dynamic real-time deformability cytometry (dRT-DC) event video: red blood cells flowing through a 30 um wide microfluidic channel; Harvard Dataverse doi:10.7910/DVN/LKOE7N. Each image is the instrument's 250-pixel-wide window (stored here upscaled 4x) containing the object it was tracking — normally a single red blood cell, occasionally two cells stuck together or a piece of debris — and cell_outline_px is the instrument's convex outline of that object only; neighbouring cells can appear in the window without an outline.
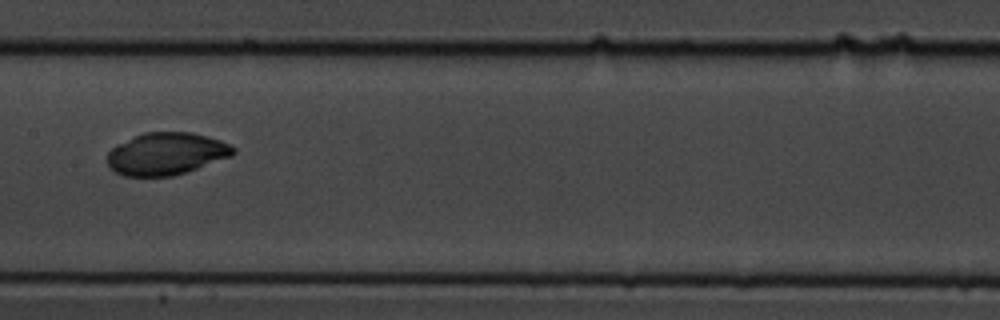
{"species": "common noctule bat (a hibernating species)", "species_latin": "Nyctalus noctula", "temperature_condition": "cold", "stored_images_in_passage": 9, "camera_frame_rate_fps": 3000, "um_per_image_px": 0.085, "animal": {"sex": "male", "body_mass_g": 19.5, "forearm_length_mm": 54.6}, "frame": {"image": 1, "passage_image": 6, "time_ms": 1.667, "image_size_px": [1000, 320], "cell_outline_px": [[236, 152], [232, 156], [172, 176], [124, 176], [108, 168], [108, 152], [116, 144], [144, 132], [192, 132], [208, 136], [220, 140], [236, 148]], "centroid_in_image_um": [14.12, 13.06], "position_along_channel_um": 193.3, "area_um2": 30.98}}
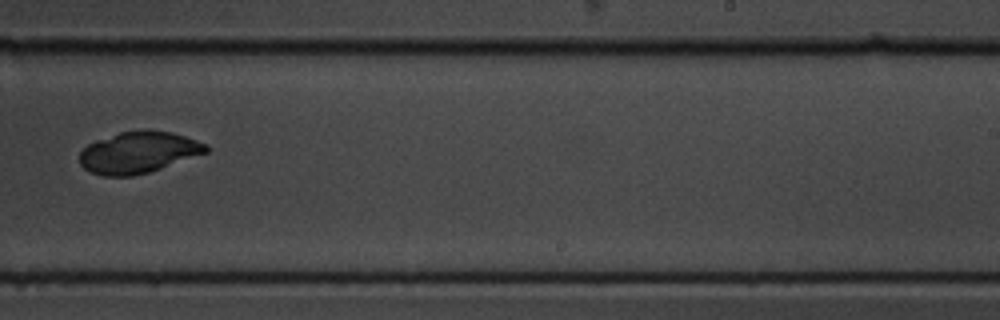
{"frame": {"image": 2, "passage_image": 8, "time_ms": 2.333, "image_size_px": [1000, 320], "cell_outline_px": [[208, 152], [148, 172], [132, 176], [100, 176], [88, 172], [80, 164], [80, 152], [88, 144], [96, 140], [120, 132], [148, 128], [172, 132], [208, 144]], "centroid_in_image_um": [11.75, 12.94], "position_along_channel_um": 277.3, "area_um2": 30.75}}
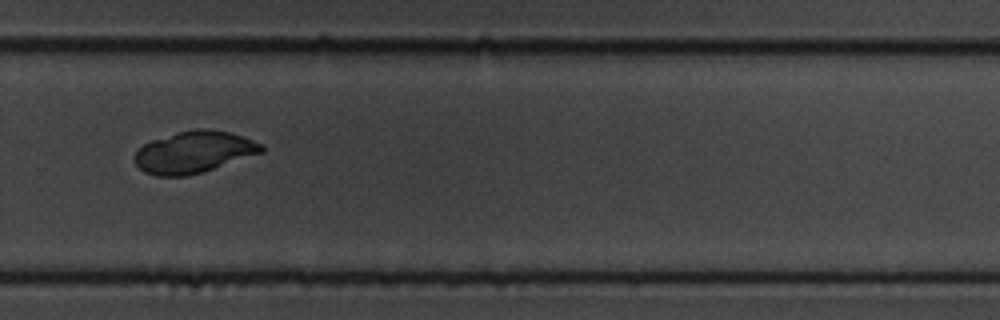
{"frame": {"image": 3, "passage_image": 9, "time_ms": 2.667, "image_size_px": [1000, 320], "cell_outline_px": [[264, 152], [204, 172], [184, 176], [156, 176], [144, 172], [136, 164], [136, 152], [144, 144], [152, 140], [180, 132], [196, 128], [204, 128], [228, 132], [264, 144]], "centroid_in_image_um": [16.52, 12.94], "position_along_channel_um": 313.3, "area_um2": 30.63}}